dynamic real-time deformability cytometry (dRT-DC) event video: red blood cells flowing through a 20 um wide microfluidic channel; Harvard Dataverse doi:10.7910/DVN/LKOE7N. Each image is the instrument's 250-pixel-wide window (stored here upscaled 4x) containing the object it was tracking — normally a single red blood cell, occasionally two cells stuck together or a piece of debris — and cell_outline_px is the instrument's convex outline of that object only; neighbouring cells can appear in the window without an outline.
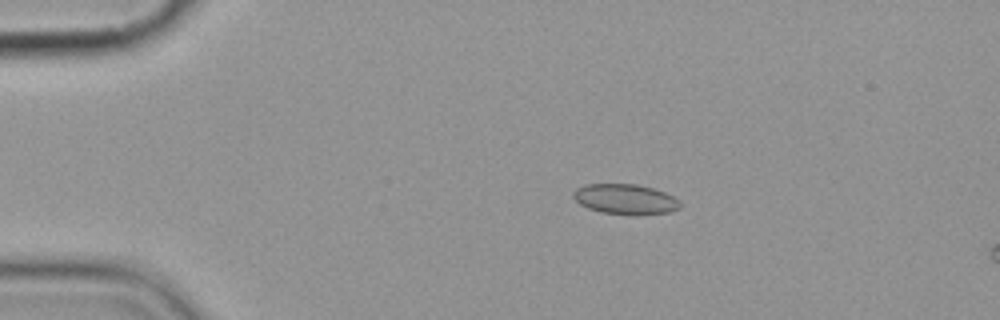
{"species": "common noctule bat (a hibernating species)", "species_latin": "Nyctalus noctula", "temperature_condition": "cold", "stored_images_in_passage": 5, "camera_frame_rate_fps": 3000, "um_per_image_px": 0.085, "animal": {"sex": "female", "body_mass_g": 19.9}, "frame": {"image": 1, "passage_image": 3, "time_ms": 3.0, "image_size_px": [1000, 320], "cell_outline_px": [[680, 208], [672, 212], [600, 212], [588, 208], [580, 204], [572, 196], [572, 192], [576, 188], [584, 184], [636, 184], [652, 188], [664, 192], [680, 200]], "centroid_in_image_um": [53.1, 16.88], "position_along_channel_um": 31.9, "area_um2": 18.09}}